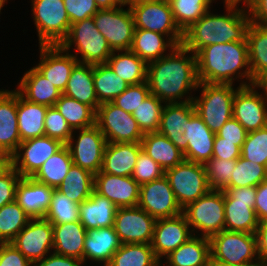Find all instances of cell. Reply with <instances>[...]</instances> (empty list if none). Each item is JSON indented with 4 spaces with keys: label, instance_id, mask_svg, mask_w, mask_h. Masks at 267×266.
<instances>
[{
    "label": "cell",
    "instance_id": "6125c7cd",
    "mask_svg": "<svg viewBox=\"0 0 267 266\" xmlns=\"http://www.w3.org/2000/svg\"><path fill=\"white\" fill-rule=\"evenodd\" d=\"M84 262L75 257L53 254L36 262L34 266H82Z\"/></svg>",
    "mask_w": 267,
    "mask_h": 266
},
{
    "label": "cell",
    "instance_id": "603a6c76",
    "mask_svg": "<svg viewBox=\"0 0 267 266\" xmlns=\"http://www.w3.org/2000/svg\"><path fill=\"white\" fill-rule=\"evenodd\" d=\"M184 137L188 140L185 160L204 165L212 158L215 133L197 113L186 123Z\"/></svg>",
    "mask_w": 267,
    "mask_h": 266
},
{
    "label": "cell",
    "instance_id": "52a82bcc",
    "mask_svg": "<svg viewBox=\"0 0 267 266\" xmlns=\"http://www.w3.org/2000/svg\"><path fill=\"white\" fill-rule=\"evenodd\" d=\"M40 46L60 45L71 26L63 0H31Z\"/></svg>",
    "mask_w": 267,
    "mask_h": 266
},
{
    "label": "cell",
    "instance_id": "34e18365",
    "mask_svg": "<svg viewBox=\"0 0 267 266\" xmlns=\"http://www.w3.org/2000/svg\"><path fill=\"white\" fill-rule=\"evenodd\" d=\"M5 2H7V0H0V12Z\"/></svg>",
    "mask_w": 267,
    "mask_h": 266
},
{
    "label": "cell",
    "instance_id": "f907efd6",
    "mask_svg": "<svg viewBox=\"0 0 267 266\" xmlns=\"http://www.w3.org/2000/svg\"><path fill=\"white\" fill-rule=\"evenodd\" d=\"M241 157L267 167V126L247 133Z\"/></svg>",
    "mask_w": 267,
    "mask_h": 266
},
{
    "label": "cell",
    "instance_id": "7bdbcfd3",
    "mask_svg": "<svg viewBox=\"0 0 267 266\" xmlns=\"http://www.w3.org/2000/svg\"><path fill=\"white\" fill-rule=\"evenodd\" d=\"M151 244H122L106 266H160Z\"/></svg>",
    "mask_w": 267,
    "mask_h": 266
},
{
    "label": "cell",
    "instance_id": "ee69618b",
    "mask_svg": "<svg viewBox=\"0 0 267 266\" xmlns=\"http://www.w3.org/2000/svg\"><path fill=\"white\" fill-rule=\"evenodd\" d=\"M30 219L16 200L0 208V243H10Z\"/></svg>",
    "mask_w": 267,
    "mask_h": 266
},
{
    "label": "cell",
    "instance_id": "7c38bea8",
    "mask_svg": "<svg viewBox=\"0 0 267 266\" xmlns=\"http://www.w3.org/2000/svg\"><path fill=\"white\" fill-rule=\"evenodd\" d=\"M263 89V95L255 89ZM267 84L240 83L233 99V118L247 132L256 131L267 126Z\"/></svg>",
    "mask_w": 267,
    "mask_h": 266
},
{
    "label": "cell",
    "instance_id": "8d00e7d4",
    "mask_svg": "<svg viewBox=\"0 0 267 266\" xmlns=\"http://www.w3.org/2000/svg\"><path fill=\"white\" fill-rule=\"evenodd\" d=\"M164 37L158 32L135 28L130 50L148 64L164 57L167 47H176L170 39L165 42Z\"/></svg>",
    "mask_w": 267,
    "mask_h": 266
},
{
    "label": "cell",
    "instance_id": "a7ac6f4b",
    "mask_svg": "<svg viewBox=\"0 0 267 266\" xmlns=\"http://www.w3.org/2000/svg\"><path fill=\"white\" fill-rule=\"evenodd\" d=\"M99 9H112L119 6L114 0H95Z\"/></svg>",
    "mask_w": 267,
    "mask_h": 266
},
{
    "label": "cell",
    "instance_id": "816d5d0a",
    "mask_svg": "<svg viewBox=\"0 0 267 266\" xmlns=\"http://www.w3.org/2000/svg\"><path fill=\"white\" fill-rule=\"evenodd\" d=\"M45 136L59 140L62 144L66 145L75 132L67 124L65 118L54 107H48L45 114Z\"/></svg>",
    "mask_w": 267,
    "mask_h": 266
},
{
    "label": "cell",
    "instance_id": "60d3db41",
    "mask_svg": "<svg viewBox=\"0 0 267 266\" xmlns=\"http://www.w3.org/2000/svg\"><path fill=\"white\" fill-rule=\"evenodd\" d=\"M93 79L95 93L100 104L112 102L129 86L107 63L93 65Z\"/></svg>",
    "mask_w": 267,
    "mask_h": 266
},
{
    "label": "cell",
    "instance_id": "ac0fdd59",
    "mask_svg": "<svg viewBox=\"0 0 267 266\" xmlns=\"http://www.w3.org/2000/svg\"><path fill=\"white\" fill-rule=\"evenodd\" d=\"M10 243L34 265L53 248V225L45 218H31Z\"/></svg>",
    "mask_w": 267,
    "mask_h": 266
},
{
    "label": "cell",
    "instance_id": "f6af8a7d",
    "mask_svg": "<svg viewBox=\"0 0 267 266\" xmlns=\"http://www.w3.org/2000/svg\"><path fill=\"white\" fill-rule=\"evenodd\" d=\"M174 20L184 32L197 22L207 11L214 0H168Z\"/></svg>",
    "mask_w": 267,
    "mask_h": 266
},
{
    "label": "cell",
    "instance_id": "ffe728a7",
    "mask_svg": "<svg viewBox=\"0 0 267 266\" xmlns=\"http://www.w3.org/2000/svg\"><path fill=\"white\" fill-rule=\"evenodd\" d=\"M94 191L113 202L117 208L138 205L140 185L131 176H116L100 171L94 175Z\"/></svg>",
    "mask_w": 267,
    "mask_h": 266
},
{
    "label": "cell",
    "instance_id": "7a4b0ae2",
    "mask_svg": "<svg viewBox=\"0 0 267 266\" xmlns=\"http://www.w3.org/2000/svg\"><path fill=\"white\" fill-rule=\"evenodd\" d=\"M196 61L200 83L233 84L236 76L240 79L245 77L249 80L248 85H252L247 41L206 46L196 53ZM244 67L245 70L241 72Z\"/></svg>",
    "mask_w": 267,
    "mask_h": 266
},
{
    "label": "cell",
    "instance_id": "3957f363",
    "mask_svg": "<svg viewBox=\"0 0 267 266\" xmlns=\"http://www.w3.org/2000/svg\"><path fill=\"white\" fill-rule=\"evenodd\" d=\"M237 8L227 5L225 15H215L207 11L183 32L182 45L196 54L200 49L212 44L247 41L250 15L245 9Z\"/></svg>",
    "mask_w": 267,
    "mask_h": 266
},
{
    "label": "cell",
    "instance_id": "e7e4bbea",
    "mask_svg": "<svg viewBox=\"0 0 267 266\" xmlns=\"http://www.w3.org/2000/svg\"><path fill=\"white\" fill-rule=\"evenodd\" d=\"M247 11L252 23L267 26V0H254Z\"/></svg>",
    "mask_w": 267,
    "mask_h": 266
},
{
    "label": "cell",
    "instance_id": "d6a6232c",
    "mask_svg": "<svg viewBox=\"0 0 267 266\" xmlns=\"http://www.w3.org/2000/svg\"><path fill=\"white\" fill-rule=\"evenodd\" d=\"M48 106L27 101L17 92V117L21 142L45 136V114Z\"/></svg>",
    "mask_w": 267,
    "mask_h": 266
},
{
    "label": "cell",
    "instance_id": "484cf974",
    "mask_svg": "<svg viewBox=\"0 0 267 266\" xmlns=\"http://www.w3.org/2000/svg\"><path fill=\"white\" fill-rule=\"evenodd\" d=\"M141 143H107L101 171L116 176H131Z\"/></svg>",
    "mask_w": 267,
    "mask_h": 266
},
{
    "label": "cell",
    "instance_id": "277c9868",
    "mask_svg": "<svg viewBox=\"0 0 267 266\" xmlns=\"http://www.w3.org/2000/svg\"><path fill=\"white\" fill-rule=\"evenodd\" d=\"M209 240L211 263L263 266L258 256L256 234L222 230Z\"/></svg>",
    "mask_w": 267,
    "mask_h": 266
},
{
    "label": "cell",
    "instance_id": "4fadbf2b",
    "mask_svg": "<svg viewBox=\"0 0 267 266\" xmlns=\"http://www.w3.org/2000/svg\"><path fill=\"white\" fill-rule=\"evenodd\" d=\"M96 28L105 37L112 51L130 50L134 35V17L130 7L99 9L92 17Z\"/></svg>",
    "mask_w": 267,
    "mask_h": 266
},
{
    "label": "cell",
    "instance_id": "753ad0ef",
    "mask_svg": "<svg viewBox=\"0 0 267 266\" xmlns=\"http://www.w3.org/2000/svg\"><path fill=\"white\" fill-rule=\"evenodd\" d=\"M210 266H232V265H226L223 263H210ZM240 266H253V265H240Z\"/></svg>",
    "mask_w": 267,
    "mask_h": 266
},
{
    "label": "cell",
    "instance_id": "91938a15",
    "mask_svg": "<svg viewBox=\"0 0 267 266\" xmlns=\"http://www.w3.org/2000/svg\"><path fill=\"white\" fill-rule=\"evenodd\" d=\"M241 156V149L236 142L221 141V137L215 134L212 158L234 160Z\"/></svg>",
    "mask_w": 267,
    "mask_h": 266
},
{
    "label": "cell",
    "instance_id": "bcb514c9",
    "mask_svg": "<svg viewBox=\"0 0 267 266\" xmlns=\"http://www.w3.org/2000/svg\"><path fill=\"white\" fill-rule=\"evenodd\" d=\"M79 204L54 189L51 202L44 218L52 225L79 221Z\"/></svg>",
    "mask_w": 267,
    "mask_h": 266
},
{
    "label": "cell",
    "instance_id": "1f68e13d",
    "mask_svg": "<svg viewBox=\"0 0 267 266\" xmlns=\"http://www.w3.org/2000/svg\"><path fill=\"white\" fill-rule=\"evenodd\" d=\"M62 94L90 106L96 112L100 103L95 93L93 65L78 62Z\"/></svg>",
    "mask_w": 267,
    "mask_h": 266
},
{
    "label": "cell",
    "instance_id": "ba28073f",
    "mask_svg": "<svg viewBox=\"0 0 267 266\" xmlns=\"http://www.w3.org/2000/svg\"><path fill=\"white\" fill-rule=\"evenodd\" d=\"M187 222L201 235L210 238L225 230V210L223 190H209L204 196L183 209Z\"/></svg>",
    "mask_w": 267,
    "mask_h": 266
},
{
    "label": "cell",
    "instance_id": "7dc6e473",
    "mask_svg": "<svg viewBox=\"0 0 267 266\" xmlns=\"http://www.w3.org/2000/svg\"><path fill=\"white\" fill-rule=\"evenodd\" d=\"M267 179V167L253 163L241 156L237 159L229 188L258 186Z\"/></svg>",
    "mask_w": 267,
    "mask_h": 266
},
{
    "label": "cell",
    "instance_id": "8fae6325",
    "mask_svg": "<svg viewBox=\"0 0 267 266\" xmlns=\"http://www.w3.org/2000/svg\"><path fill=\"white\" fill-rule=\"evenodd\" d=\"M135 28L166 35L176 46L183 41V32L177 26L168 0L143 2L130 7Z\"/></svg>",
    "mask_w": 267,
    "mask_h": 266
},
{
    "label": "cell",
    "instance_id": "8992f818",
    "mask_svg": "<svg viewBox=\"0 0 267 266\" xmlns=\"http://www.w3.org/2000/svg\"><path fill=\"white\" fill-rule=\"evenodd\" d=\"M200 97H194L196 113L215 134L233 117V99L237 89L232 84L199 83Z\"/></svg>",
    "mask_w": 267,
    "mask_h": 266
},
{
    "label": "cell",
    "instance_id": "2644e50d",
    "mask_svg": "<svg viewBox=\"0 0 267 266\" xmlns=\"http://www.w3.org/2000/svg\"><path fill=\"white\" fill-rule=\"evenodd\" d=\"M119 6L129 5L131 7V0H114Z\"/></svg>",
    "mask_w": 267,
    "mask_h": 266
},
{
    "label": "cell",
    "instance_id": "f546056e",
    "mask_svg": "<svg viewBox=\"0 0 267 266\" xmlns=\"http://www.w3.org/2000/svg\"><path fill=\"white\" fill-rule=\"evenodd\" d=\"M17 92L29 102L48 107L55 106L62 95L35 67L23 75Z\"/></svg>",
    "mask_w": 267,
    "mask_h": 266
},
{
    "label": "cell",
    "instance_id": "be15d7a7",
    "mask_svg": "<svg viewBox=\"0 0 267 266\" xmlns=\"http://www.w3.org/2000/svg\"><path fill=\"white\" fill-rule=\"evenodd\" d=\"M224 199H237L243 201H256V187H237L226 188L224 191Z\"/></svg>",
    "mask_w": 267,
    "mask_h": 266
},
{
    "label": "cell",
    "instance_id": "e0dca14e",
    "mask_svg": "<svg viewBox=\"0 0 267 266\" xmlns=\"http://www.w3.org/2000/svg\"><path fill=\"white\" fill-rule=\"evenodd\" d=\"M137 206L155 219L171 218L183 213L165 175L140 185Z\"/></svg>",
    "mask_w": 267,
    "mask_h": 266
},
{
    "label": "cell",
    "instance_id": "f5cc1de1",
    "mask_svg": "<svg viewBox=\"0 0 267 266\" xmlns=\"http://www.w3.org/2000/svg\"><path fill=\"white\" fill-rule=\"evenodd\" d=\"M165 175V170L147 155L144 150L139 152L131 177L139 184H145Z\"/></svg>",
    "mask_w": 267,
    "mask_h": 266
},
{
    "label": "cell",
    "instance_id": "6f0895ef",
    "mask_svg": "<svg viewBox=\"0 0 267 266\" xmlns=\"http://www.w3.org/2000/svg\"><path fill=\"white\" fill-rule=\"evenodd\" d=\"M247 133L245 128L232 117L223 125L216 135L221 137V141L236 142V145L241 149Z\"/></svg>",
    "mask_w": 267,
    "mask_h": 266
},
{
    "label": "cell",
    "instance_id": "d590c367",
    "mask_svg": "<svg viewBox=\"0 0 267 266\" xmlns=\"http://www.w3.org/2000/svg\"><path fill=\"white\" fill-rule=\"evenodd\" d=\"M255 202L237 199H224L225 230L256 233L259 225Z\"/></svg>",
    "mask_w": 267,
    "mask_h": 266
},
{
    "label": "cell",
    "instance_id": "9f6ffc18",
    "mask_svg": "<svg viewBox=\"0 0 267 266\" xmlns=\"http://www.w3.org/2000/svg\"><path fill=\"white\" fill-rule=\"evenodd\" d=\"M20 179L21 176L13 167L0 177V208L16 200V189Z\"/></svg>",
    "mask_w": 267,
    "mask_h": 266
},
{
    "label": "cell",
    "instance_id": "b9f144b4",
    "mask_svg": "<svg viewBox=\"0 0 267 266\" xmlns=\"http://www.w3.org/2000/svg\"><path fill=\"white\" fill-rule=\"evenodd\" d=\"M65 118L72 130L95 125L96 112L88 105L62 94L54 106Z\"/></svg>",
    "mask_w": 267,
    "mask_h": 266
},
{
    "label": "cell",
    "instance_id": "9a60e30c",
    "mask_svg": "<svg viewBox=\"0 0 267 266\" xmlns=\"http://www.w3.org/2000/svg\"><path fill=\"white\" fill-rule=\"evenodd\" d=\"M156 219L142 208H118L114 229L122 244H151Z\"/></svg>",
    "mask_w": 267,
    "mask_h": 266
},
{
    "label": "cell",
    "instance_id": "5b68a950",
    "mask_svg": "<svg viewBox=\"0 0 267 266\" xmlns=\"http://www.w3.org/2000/svg\"><path fill=\"white\" fill-rule=\"evenodd\" d=\"M75 45L80 63L88 65L105 64L113 53L105 37L96 28L92 17L71 24L66 38L59 45L68 52Z\"/></svg>",
    "mask_w": 267,
    "mask_h": 266
},
{
    "label": "cell",
    "instance_id": "d6986e66",
    "mask_svg": "<svg viewBox=\"0 0 267 266\" xmlns=\"http://www.w3.org/2000/svg\"><path fill=\"white\" fill-rule=\"evenodd\" d=\"M189 228L183 213L171 218L156 219L151 246L160 262L163 256H168L194 235V230Z\"/></svg>",
    "mask_w": 267,
    "mask_h": 266
},
{
    "label": "cell",
    "instance_id": "c3c4849f",
    "mask_svg": "<svg viewBox=\"0 0 267 266\" xmlns=\"http://www.w3.org/2000/svg\"><path fill=\"white\" fill-rule=\"evenodd\" d=\"M162 103L163 101L150 94L132 114L143 134L158 131L164 107Z\"/></svg>",
    "mask_w": 267,
    "mask_h": 266
},
{
    "label": "cell",
    "instance_id": "003e7915",
    "mask_svg": "<svg viewBox=\"0 0 267 266\" xmlns=\"http://www.w3.org/2000/svg\"><path fill=\"white\" fill-rule=\"evenodd\" d=\"M11 167V155L0 152V177H2Z\"/></svg>",
    "mask_w": 267,
    "mask_h": 266
},
{
    "label": "cell",
    "instance_id": "681fc988",
    "mask_svg": "<svg viewBox=\"0 0 267 266\" xmlns=\"http://www.w3.org/2000/svg\"><path fill=\"white\" fill-rule=\"evenodd\" d=\"M237 159H216L211 158L204 164L206 178L210 190H225L229 188Z\"/></svg>",
    "mask_w": 267,
    "mask_h": 266
},
{
    "label": "cell",
    "instance_id": "db71d44e",
    "mask_svg": "<svg viewBox=\"0 0 267 266\" xmlns=\"http://www.w3.org/2000/svg\"><path fill=\"white\" fill-rule=\"evenodd\" d=\"M150 95L147 81L129 85L127 89L117 96L112 103L123 109L125 112L133 114L137 107Z\"/></svg>",
    "mask_w": 267,
    "mask_h": 266
},
{
    "label": "cell",
    "instance_id": "4dcf8cb0",
    "mask_svg": "<svg viewBox=\"0 0 267 266\" xmlns=\"http://www.w3.org/2000/svg\"><path fill=\"white\" fill-rule=\"evenodd\" d=\"M87 230L80 221L53 225V252L84 262V240Z\"/></svg>",
    "mask_w": 267,
    "mask_h": 266
},
{
    "label": "cell",
    "instance_id": "f35d334b",
    "mask_svg": "<svg viewBox=\"0 0 267 266\" xmlns=\"http://www.w3.org/2000/svg\"><path fill=\"white\" fill-rule=\"evenodd\" d=\"M73 161L67 145H63L50 156L32 178L51 188L57 189L69 172Z\"/></svg>",
    "mask_w": 267,
    "mask_h": 266
},
{
    "label": "cell",
    "instance_id": "680465c9",
    "mask_svg": "<svg viewBox=\"0 0 267 266\" xmlns=\"http://www.w3.org/2000/svg\"><path fill=\"white\" fill-rule=\"evenodd\" d=\"M0 266H34L13 244L0 243Z\"/></svg>",
    "mask_w": 267,
    "mask_h": 266
},
{
    "label": "cell",
    "instance_id": "89a4df30",
    "mask_svg": "<svg viewBox=\"0 0 267 266\" xmlns=\"http://www.w3.org/2000/svg\"><path fill=\"white\" fill-rule=\"evenodd\" d=\"M243 1L245 7H249L254 0H224L225 6L230 5V6H237L238 3Z\"/></svg>",
    "mask_w": 267,
    "mask_h": 266
},
{
    "label": "cell",
    "instance_id": "836d02e7",
    "mask_svg": "<svg viewBox=\"0 0 267 266\" xmlns=\"http://www.w3.org/2000/svg\"><path fill=\"white\" fill-rule=\"evenodd\" d=\"M168 266H210V240L193 235L166 256Z\"/></svg>",
    "mask_w": 267,
    "mask_h": 266
},
{
    "label": "cell",
    "instance_id": "2e32d148",
    "mask_svg": "<svg viewBox=\"0 0 267 266\" xmlns=\"http://www.w3.org/2000/svg\"><path fill=\"white\" fill-rule=\"evenodd\" d=\"M63 145L47 136L23 141L11 155L12 167L21 177H32Z\"/></svg>",
    "mask_w": 267,
    "mask_h": 266
},
{
    "label": "cell",
    "instance_id": "6da1fadb",
    "mask_svg": "<svg viewBox=\"0 0 267 266\" xmlns=\"http://www.w3.org/2000/svg\"><path fill=\"white\" fill-rule=\"evenodd\" d=\"M188 53L192 55L186 56ZM146 81L150 94L165 104L193 101L192 96L179 100L190 90L199 88L196 54L182 44L177 45L169 54L148 63Z\"/></svg>",
    "mask_w": 267,
    "mask_h": 266
},
{
    "label": "cell",
    "instance_id": "d4e9b609",
    "mask_svg": "<svg viewBox=\"0 0 267 266\" xmlns=\"http://www.w3.org/2000/svg\"><path fill=\"white\" fill-rule=\"evenodd\" d=\"M54 188L32 177H21L17 184L16 201L30 218H44L49 208Z\"/></svg>",
    "mask_w": 267,
    "mask_h": 266
},
{
    "label": "cell",
    "instance_id": "9c48e42d",
    "mask_svg": "<svg viewBox=\"0 0 267 266\" xmlns=\"http://www.w3.org/2000/svg\"><path fill=\"white\" fill-rule=\"evenodd\" d=\"M165 176L182 210L210 190L203 164L184 160L166 170Z\"/></svg>",
    "mask_w": 267,
    "mask_h": 266
},
{
    "label": "cell",
    "instance_id": "30bf717a",
    "mask_svg": "<svg viewBox=\"0 0 267 266\" xmlns=\"http://www.w3.org/2000/svg\"><path fill=\"white\" fill-rule=\"evenodd\" d=\"M95 125L107 143H141L143 133L131 113L112 102L100 104L96 111Z\"/></svg>",
    "mask_w": 267,
    "mask_h": 266
},
{
    "label": "cell",
    "instance_id": "03108f58",
    "mask_svg": "<svg viewBox=\"0 0 267 266\" xmlns=\"http://www.w3.org/2000/svg\"><path fill=\"white\" fill-rule=\"evenodd\" d=\"M255 234L259 259L263 266H267V220L259 222Z\"/></svg>",
    "mask_w": 267,
    "mask_h": 266
},
{
    "label": "cell",
    "instance_id": "44dd1931",
    "mask_svg": "<svg viewBox=\"0 0 267 266\" xmlns=\"http://www.w3.org/2000/svg\"><path fill=\"white\" fill-rule=\"evenodd\" d=\"M59 45L40 46V62L35 68L60 92H64L74 66L79 62L77 54H69Z\"/></svg>",
    "mask_w": 267,
    "mask_h": 266
},
{
    "label": "cell",
    "instance_id": "94428289",
    "mask_svg": "<svg viewBox=\"0 0 267 266\" xmlns=\"http://www.w3.org/2000/svg\"><path fill=\"white\" fill-rule=\"evenodd\" d=\"M254 210L259 222L267 220V179L256 186Z\"/></svg>",
    "mask_w": 267,
    "mask_h": 266
},
{
    "label": "cell",
    "instance_id": "83f0119b",
    "mask_svg": "<svg viewBox=\"0 0 267 266\" xmlns=\"http://www.w3.org/2000/svg\"><path fill=\"white\" fill-rule=\"evenodd\" d=\"M121 245L114 226L88 230L84 240V263L90 259L106 266Z\"/></svg>",
    "mask_w": 267,
    "mask_h": 266
},
{
    "label": "cell",
    "instance_id": "cb8c5ba5",
    "mask_svg": "<svg viewBox=\"0 0 267 266\" xmlns=\"http://www.w3.org/2000/svg\"><path fill=\"white\" fill-rule=\"evenodd\" d=\"M20 143L17 91L0 90V152L12 155Z\"/></svg>",
    "mask_w": 267,
    "mask_h": 266
},
{
    "label": "cell",
    "instance_id": "11a10c76",
    "mask_svg": "<svg viewBox=\"0 0 267 266\" xmlns=\"http://www.w3.org/2000/svg\"><path fill=\"white\" fill-rule=\"evenodd\" d=\"M70 23L93 17L99 10L95 0H63Z\"/></svg>",
    "mask_w": 267,
    "mask_h": 266
},
{
    "label": "cell",
    "instance_id": "7402d4cb",
    "mask_svg": "<svg viewBox=\"0 0 267 266\" xmlns=\"http://www.w3.org/2000/svg\"><path fill=\"white\" fill-rule=\"evenodd\" d=\"M195 113L193 101L166 103L157 132L166 136L182 153H185L188 146V140L184 137L185 126Z\"/></svg>",
    "mask_w": 267,
    "mask_h": 266
},
{
    "label": "cell",
    "instance_id": "74e56055",
    "mask_svg": "<svg viewBox=\"0 0 267 266\" xmlns=\"http://www.w3.org/2000/svg\"><path fill=\"white\" fill-rule=\"evenodd\" d=\"M107 64L128 85H136L147 80V63L131 50H123L117 55L115 51Z\"/></svg>",
    "mask_w": 267,
    "mask_h": 266
},
{
    "label": "cell",
    "instance_id": "f1b7e54d",
    "mask_svg": "<svg viewBox=\"0 0 267 266\" xmlns=\"http://www.w3.org/2000/svg\"><path fill=\"white\" fill-rule=\"evenodd\" d=\"M117 209L113 202L93 191L91 196L79 205V221L87 231L112 227Z\"/></svg>",
    "mask_w": 267,
    "mask_h": 266
},
{
    "label": "cell",
    "instance_id": "8c879c8a",
    "mask_svg": "<svg viewBox=\"0 0 267 266\" xmlns=\"http://www.w3.org/2000/svg\"><path fill=\"white\" fill-rule=\"evenodd\" d=\"M150 1H154V0H131V6L139 4V3H143V2H150Z\"/></svg>",
    "mask_w": 267,
    "mask_h": 266
},
{
    "label": "cell",
    "instance_id": "5bb4252c",
    "mask_svg": "<svg viewBox=\"0 0 267 266\" xmlns=\"http://www.w3.org/2000/svg\"><path fill=\"white\" fill-rule=\"evenodd\" d=\"M79 132V136L75 140L76 143H74L72 133V137L66 144L69 148L73 164L95 175L101 171L107 141L96 125L80 129Z\"/></svg>",
    "mask_w": 267,
    "mask_h": 266
},
{
    "label": "cell",
    "instance_id": "4316f807",
    "mask_svg": "<svg viewBox=\"0 0 267 266\" xmlns=\"http://www.w3.org/2000/svg\"><path fill=\"white\" fill-rule=\"evenodd\" d=\"M246 40L252 84H267V26L251 22Z\"/></svg>",
    "mask_w": 267,
    "mask_h": 266
},
{
    "label": "cell",
    "instance_id": "e575fe53",
    "mask_svg": "<svg viewBox=\"0 0 267 266\" xmlns=\"http://www.w3.org/2000/svg\"><path fill=\"white\" fill-rule=\"evenodd\" d=\"M142 150L165 171L185 160L182 153L166 136L158 132L146 133L141 140Z\"/></svg>",
    "mask_w": 267,
    "mask_h": 266
},
{
    "label": "cell",
    "instance_id": "ab89813d",
    "mask_svg": "<svg viewBox=\"0 0 267 266\" xmlns=\"http://www.w3.org/2000/svg\"><path fill=\"white\" fill-rule=\"evenodd\" d=\"M57 190L71 201L80 205L94 191V174L72 164L68 174L58 186Z\"/></svg>",
    "mask_w": 267,
    "mask_h": 266
}]
</instances>
